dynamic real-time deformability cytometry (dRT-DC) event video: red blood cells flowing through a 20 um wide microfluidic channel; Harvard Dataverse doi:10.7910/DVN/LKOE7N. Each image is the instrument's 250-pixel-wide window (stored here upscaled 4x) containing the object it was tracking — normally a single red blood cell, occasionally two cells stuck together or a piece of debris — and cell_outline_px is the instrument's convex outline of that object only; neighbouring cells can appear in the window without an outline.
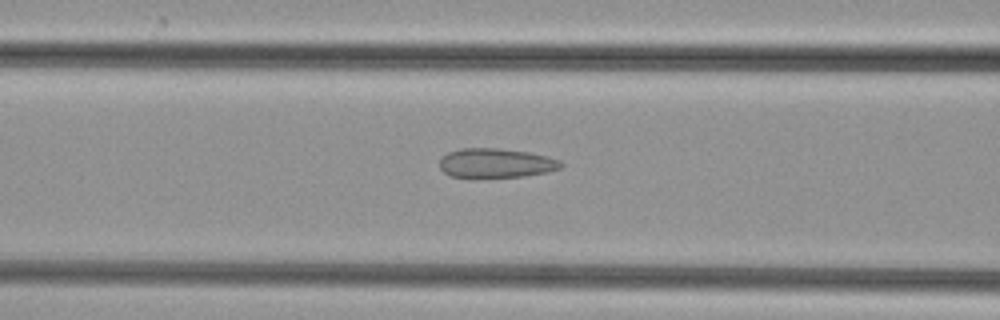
{"species": "common noctule bat (a hibernating species)", "species_latin": "Nyctalus noctula", "temperature_condition": "cold", "stored_images_in_passage": 32, "camera_frame_rate_fps": 3000, "um_per_image_px": 0.085, "animal": {"sex": "female", "body_mass_g": 29.2, "forearm_length_mm": 56.3}, "frame": {"image": 1, "passage_image": 12, "time_ms": 3.667, "image_size_px": [1000, 320], "cell_outline_px": [[564, 164], [560, 168], [544, 172], [524, 176], [452, 176], [444, 172], [440, 168], [440, 156], [448, 152], [460, 148], [496, 148], [528, 152], [560, 160]], "centroid_in_image_um": [42.12, 13.83], "position_along_channel_um": 124.5, "area_um2": 20.29}}
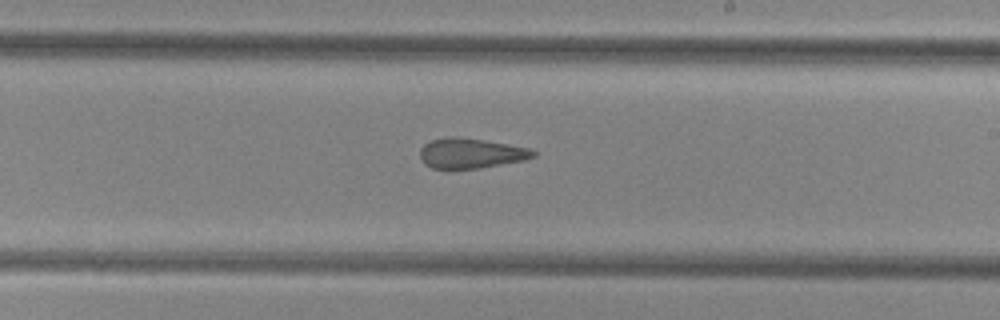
{"frame": {"image": 2, "passage_image": 21, "time_ms": 6.667, "image_size_px": [1000, 320], "cell_outline_px": [[536, 156], [524, 160], [480, 168], [452, 172], [448, 172], [432, 168], [424, 164], [420, 156], [420, 148], [424, 144], [432, 140], [448, 136], [452, 136], [484, 140], [508, 144], [528, 148], [536, 152]], "centroid_in_image_um": [39.96, 13.07], "position_along_channel_um": 249.0, "area_um2": 20.46}}
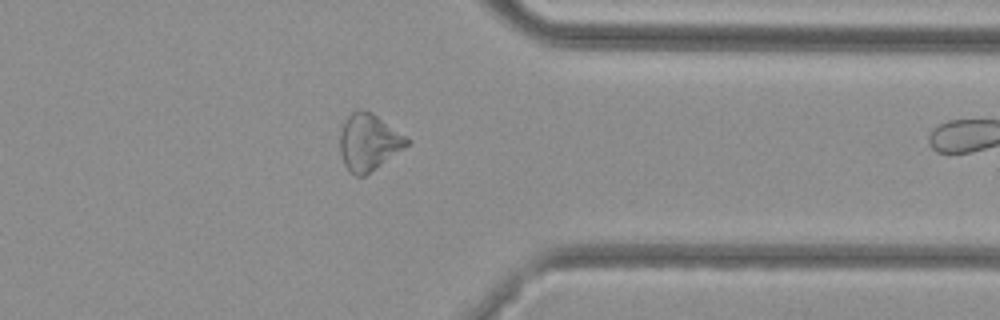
{"frame": {"image": 3, "passage_image": 31, "time_ms": 10.0, "image_size_px": [1000, 320], "cell_outline_px": [[412, 140], [408, 144], [364, 176], [356, 176], [344, 164], [340, 152], [340, 136], [344, 120], [352, 112], [360, 108], [372, 112]], "centroid_in_image_um": [31.32, 12.04], "position_along_channel_um": 380.1, "area_um2": 21.73}}